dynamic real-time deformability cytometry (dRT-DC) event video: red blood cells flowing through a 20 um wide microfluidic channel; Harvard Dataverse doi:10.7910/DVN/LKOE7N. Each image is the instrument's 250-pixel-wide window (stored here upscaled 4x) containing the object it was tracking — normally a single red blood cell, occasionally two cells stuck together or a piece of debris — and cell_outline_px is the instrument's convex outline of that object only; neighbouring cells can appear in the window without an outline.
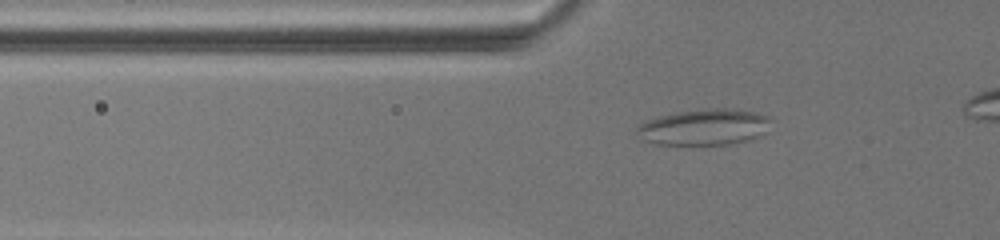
{"species": "common noctule bat (a hibernating species)", "species_latin": "Nyctalus noctula", "temperature_condition": "warm", "stored_images_in_passage": 23, "camera_frame_rate_fps": 3000, "um_per_image_px": 0.085, "animal": {"sex": "female", "body_mass_g": 19.5, "forearm_length_mm": 54.1}, "frame": {"image": 1, "passage_image": 7, "time_ms": 4.667, "image_size_px": [1000, 240], "cell_outline_px": [[772, 120], [768, 132], [752, 140], [728, 144], [692, 148], [656, 144], [640, 140], [636, 132], [636, 128], [640, 124], [648, 120], [660, 116], [676, 112], [712, 108], [736, 108], [756, 112], [768, 116]], "centroid_in_image_um": [59.88, 10.85], "position_along_channel_um": 65.9, "area_um2": 29.65}}
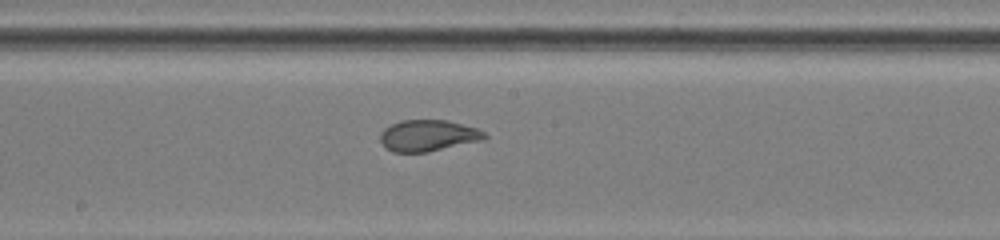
{"frame": {"image": 2, "passage_image": 13, "time_ms": 10.0, "image_size_px": [1000, 240], "cell_outline_px": [[488, 136], [484, 140], [428, 152], [392, 152], [384, 148], [380, 140], [380, 132], [384, 128], [400, 120], [448, 120], [476, 128], [484, 132]], "centroid_in_image_um": [36.37, 11.53], "position_along_channel_um": 211.8, "area_um2": 19.25}}
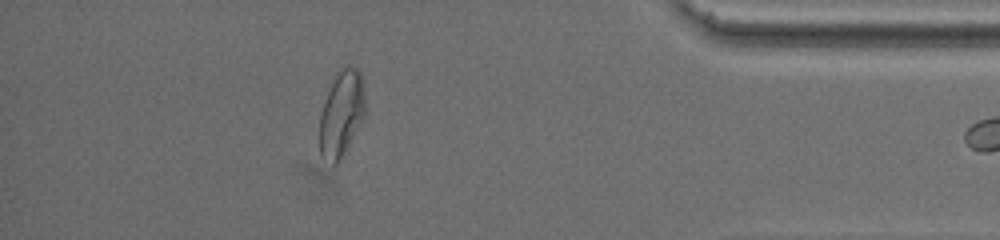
{"frame": {"image": 3, "passage_image": 22, "time_ms": 18.0, "image_size_px": [1000, 240], "cell_outline_px": [[364, 116], [340, 160], [332, 168], [320, 156], [320, 112], [336, 72], [340, 68], [348, 64], [356, 68], [360, 72], [364, 80]], "centroid_in_image_um": [29.01, 9.66], "position_along_channel_um": 406.2, "area_um2": 22.95}}